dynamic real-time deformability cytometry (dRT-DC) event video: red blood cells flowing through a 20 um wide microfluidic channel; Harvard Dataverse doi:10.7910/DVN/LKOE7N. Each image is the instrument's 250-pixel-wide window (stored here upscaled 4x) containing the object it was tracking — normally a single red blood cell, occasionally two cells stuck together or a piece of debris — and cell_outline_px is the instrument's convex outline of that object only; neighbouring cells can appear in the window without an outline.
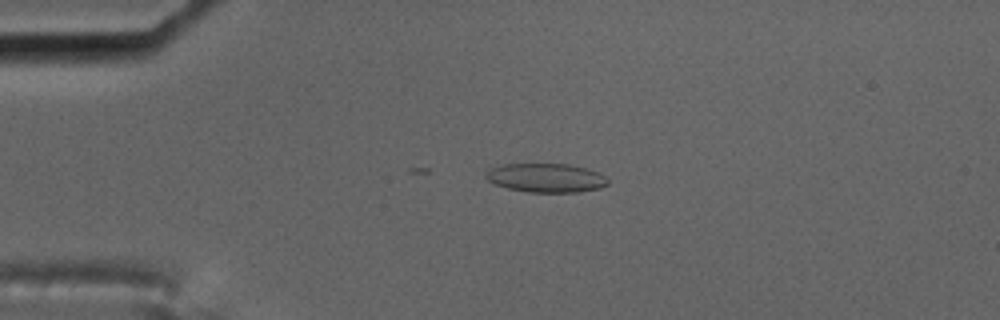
{"species": "common noctule bat (a hibernating species)", "species_latin": "Nyctalus noctula", "temperature_condition": "cold", "stored_images_in_passage": 2, "camera_frame_rate_fps": 3000, "um_per_image_px": 0.085, "animal": {"sex": "male", "body_mass_g": 17.5, "forearm_length_mm": 52.3}, "frame": {"image": 1, "passage_image": 2, "time_ms": 0.333, "image_size_px": [1000, 320], "cell_outline_px": [[608, 184], [600, 188], [580, 192], [528, 192], [508, 188], [496, 184], [488, 180], [484, 176], [484, 172], [488, 168], [504, 164], [568, 164], [584, 168], [596, 172], [604, 176], [608, 180]], "centroid_in_image_um": [46.37, 15.12], "position_along_channel_um": 38.6, "area_um2": 20.52}}